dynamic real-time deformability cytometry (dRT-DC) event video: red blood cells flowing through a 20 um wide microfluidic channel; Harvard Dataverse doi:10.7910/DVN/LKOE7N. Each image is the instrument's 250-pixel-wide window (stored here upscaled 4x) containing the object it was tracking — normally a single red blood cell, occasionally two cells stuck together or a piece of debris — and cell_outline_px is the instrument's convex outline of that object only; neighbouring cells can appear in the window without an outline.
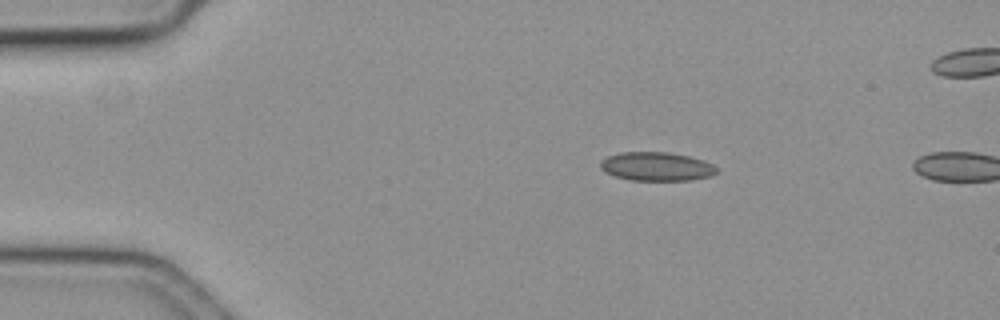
{"species": "common noctule bat (a hibernating species)", "species_latin": "Nyctalus noctula", "temperature_condition": "cold", "stored_images_in_passage": 3, "camera_frame_rate_fps": 3000, "um_per_image_px": 0.085, "animal": {"sex": "female", "body_mass_g": 19.3, "forearm_length_mm": 54.1}, "frame": {"image": 1, "passage_image": 1, "time_ms": 0.0, "image_size_px": [1000, 320], "cell_outline_px": [[716, 172], [708, 176], [692, 180], [628, 180], [604, 172], [600, 168], [600, 160], [608, 156], [620, 152], [668, 152], [688, 156], [704, 160], [712, 164], [716, 168]], "centroid_in_image_um": [55.76, 14.15], "position_along_channel_um": 29.2, "area_um2": 19.42}}